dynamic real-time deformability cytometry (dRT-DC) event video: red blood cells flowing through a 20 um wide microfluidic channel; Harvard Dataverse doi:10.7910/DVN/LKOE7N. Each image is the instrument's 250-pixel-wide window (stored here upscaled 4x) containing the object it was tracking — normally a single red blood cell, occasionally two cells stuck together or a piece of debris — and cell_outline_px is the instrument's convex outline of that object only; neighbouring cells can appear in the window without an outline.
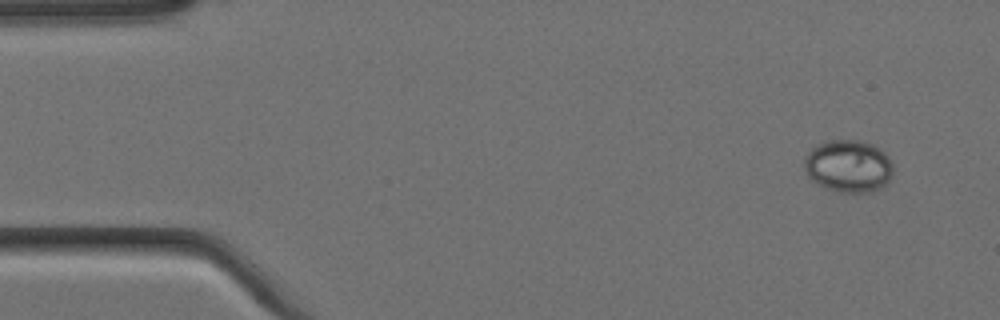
{"species": "Egyptian fruit bat (a non-hibernating species)", "species_latin": "Rousettus aegyptiacus", "temperature_condition": "cold", "stored_images_in_passage": 4, "camera_frame_rate_fps": 3000, "um_per_image_px": 0.085, "animal": {"sex": "female"}, "frame": {"image": 1, "passage_image": 1, "time_ms": 0.0, "image_size_px": [1000, 320], "cell_outline_px": [[892, 176], [880, 188], [868, 192], [840, 192], [824, 188], [812, 180], [808, 176], [804, 168], [804, 156], [816, 144], [828, 140], [860, 140], [872, 144], [880, 148], [888, 156], [892, 164]], "centroid_in_image_um": [72.09, 14.1], "position_along_channel_um": 12.9, "area_um2": 27.28}}